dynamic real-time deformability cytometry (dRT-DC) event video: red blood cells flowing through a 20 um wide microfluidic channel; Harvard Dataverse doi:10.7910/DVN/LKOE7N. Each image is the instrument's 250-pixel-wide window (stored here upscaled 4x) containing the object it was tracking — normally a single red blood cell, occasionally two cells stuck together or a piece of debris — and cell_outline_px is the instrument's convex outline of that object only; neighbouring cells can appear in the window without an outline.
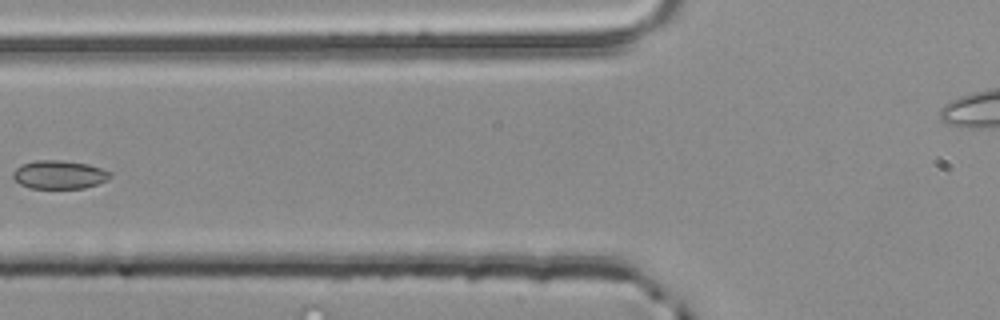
{"species": "common noctule bat (a hibernating species)", "species_latin": "Nyctalus noctula", "temperature_condition": "room temperature", "stored_images_in_passage": 4, "segment_of_instrument_passage": [2, 2], "camera_frame_rate_fps": 3000, "um_per_image_px": 0.085, "animal": {"sex": "male", "body_mass_g": 20.4}, "frame": {"image": 1, "passage_image": 4, "time_ms": 1.0, "image_size_px": [1000, 320], "cell_outline_px": [[112, 176], [108, 180], [84, 188], [32, 188], [20, 184], [12, 176], [12, 172], [20, 164], [36, 160], [60, 160], [88, 164], [112, 172]], "centroid_in_image_um": [5.04, 14.84], "position_along_channel_um": 120.8, "area_um2": 16.13}}